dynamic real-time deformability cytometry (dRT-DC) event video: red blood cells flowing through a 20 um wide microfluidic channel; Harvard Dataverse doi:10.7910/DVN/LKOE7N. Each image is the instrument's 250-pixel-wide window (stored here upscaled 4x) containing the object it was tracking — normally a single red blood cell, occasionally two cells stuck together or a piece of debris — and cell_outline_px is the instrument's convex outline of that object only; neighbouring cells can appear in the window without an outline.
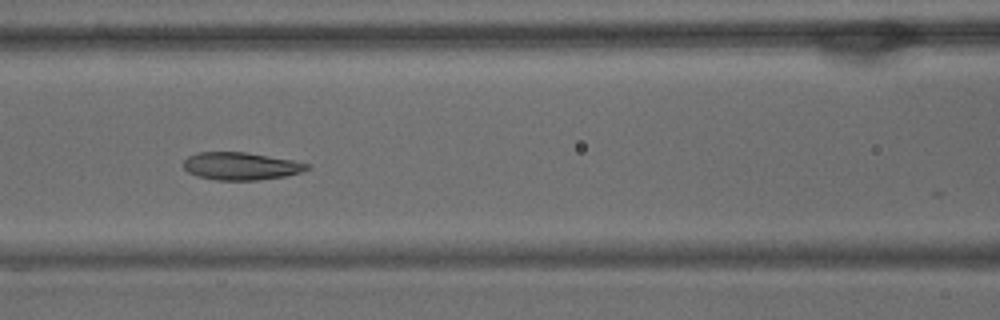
{"species": "common noctule bat (a hibernating species)", "species_latin": "Nyctalus noctula", "temperature_condition": "warm", "stored_images_in_passage": 25, "camera_frame_rate_fps": 3000, "um_per_image_px": 0.085, "animal": {"sex": "male", "body_mass_g": 15.6}, "frame": {"image": 1, "passage_image": 24, "time_ms": 7.667, "image_size_px": [1000, 320], "cell_outline_px": [[312, 168], [300, 172], [284, 176], [256, 180], [216, 180], [196, 176], [188, 172], [184, 168], [184, 160], [188, 156], [200, 152], [244, 152], [292, 160], [308, 164]], "centroid_in_image_um": [20.45, 14.12], "position_along_channel_um": 146.2, "area_um2": 19.71}}